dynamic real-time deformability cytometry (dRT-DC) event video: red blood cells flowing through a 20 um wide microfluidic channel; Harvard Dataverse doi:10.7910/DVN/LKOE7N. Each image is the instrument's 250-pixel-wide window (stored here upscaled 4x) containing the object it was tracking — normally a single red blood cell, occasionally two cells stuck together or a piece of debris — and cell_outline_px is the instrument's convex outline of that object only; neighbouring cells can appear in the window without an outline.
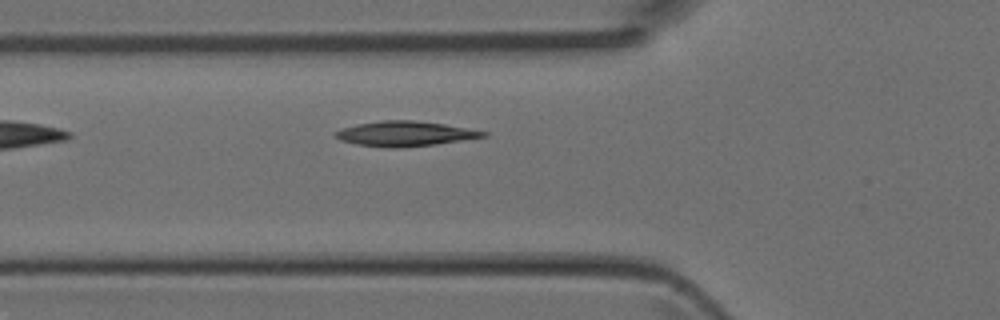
{"species": "Egyptian fruit bat (a non-hibernating species)", "species_latin": "Rousettus aegyptiacus", "temperature_condition": "room temperature", "stored_images_in_passage": 3, "camera_frame_rate_fps": 3000, "um_per_image_px": 0.085, "animal": {"sex": "female"}, "frame": {"image": 1, "passage_image": 3, "time_ms": 0.667, "image_size_px": [1000, 320], "cell_outline_px": [[488, 136], [436, 144], [400, 148], [392, 148], [356, 144], [340, 140], [336, 136], [336, 132], [344, 128], [356, 124], [384, 120], [412, 120], [444, 124], [488, 132]], "centroid_in_image_um": [34.44, 11.37], "position_along_channel_um": 91.4, "area_um2": 21.21}}